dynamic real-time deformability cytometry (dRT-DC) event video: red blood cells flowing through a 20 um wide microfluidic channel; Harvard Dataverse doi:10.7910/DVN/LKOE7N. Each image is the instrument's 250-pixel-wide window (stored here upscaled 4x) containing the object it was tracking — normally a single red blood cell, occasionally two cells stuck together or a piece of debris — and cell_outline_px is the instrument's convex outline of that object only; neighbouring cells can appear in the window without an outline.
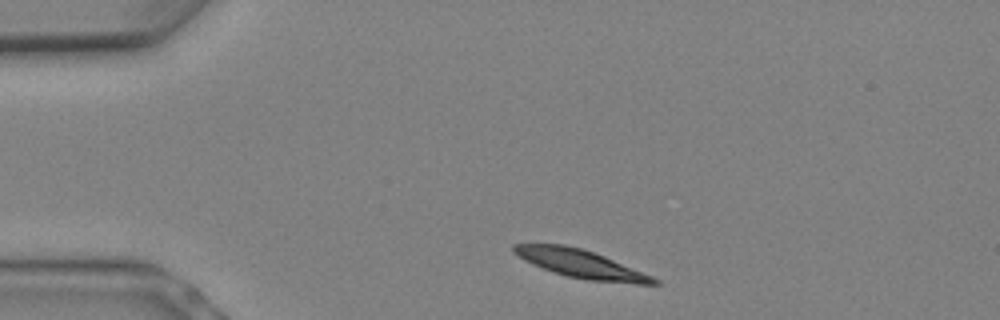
{"species": "Egyptian fruit bat (a non-hibernating species)", "species_latin": "Rousettus aegyptiacus", "temperature_condition": "warm", "stored_images_in_passage": 3, "camera_frame_rate_fps": 3000, "um_per_image_px": 0.085, "animal": {"sex": "female"}, "frame": {"image": 1, "passage_image": 1, "time_ms": 0.0, "image_size_px": [1000, 320], "cell_outline_px": [[660, 284], [636, 284], [588, 280], [568, 276], [552, 272], [532, 264], [524, 260], [512, 252], [512, 244], [564, 244], [580, 248], [604, 256], [652, 276], [660, 280]], "centroid_in_image_um": [49.34, 22.43], "position_along_channel_um": 35.7, "area_um2": 22.83}}